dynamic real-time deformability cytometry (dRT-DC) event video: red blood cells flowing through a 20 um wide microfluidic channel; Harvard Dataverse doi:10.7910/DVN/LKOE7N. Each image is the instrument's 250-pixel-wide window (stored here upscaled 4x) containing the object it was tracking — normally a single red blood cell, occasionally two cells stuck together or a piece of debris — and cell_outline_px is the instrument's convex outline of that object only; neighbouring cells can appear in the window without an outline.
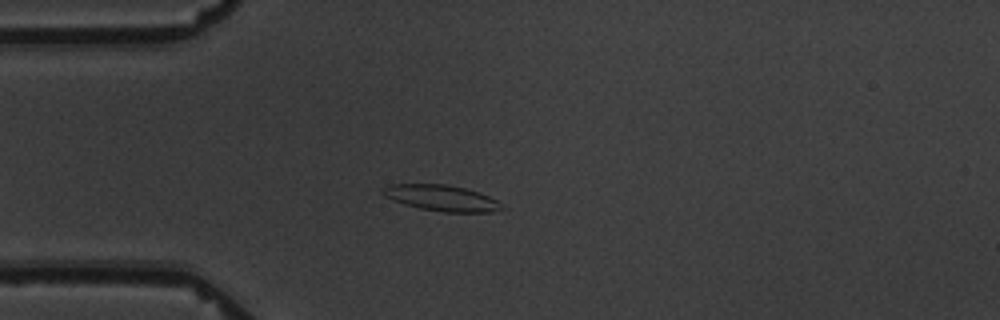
{"species": "common noctule bat (a hibernating species)", "species_latin": "Nyctalus noctula", "temperature_condition": "warm", "stored_images_in_passage": 10, "camera_frame_rate_fps": 3000, "um_per_image_px": 0.085, "animal": {"sex": "male", "body_mass_g": 19.5, "forearm_length_mm": 54.6}, "frame": {"image": 1, "passage_image": 3, "time_ms": 3.333, "image_size_px": [1000, 320], "cell_outline_px": [[504, 208], [492, 212], [444, 212], [420, 208], [404, 204], [392, 200], [384, 196], [380, 192], [380, 188], [392, 184], [448, 184], [464, 188], [488, 196], [496, 200]], "centroid_in_image_um": [37.47, 16.82], "position_along_channel_um": 47.5, "area_um2": 17.92}}
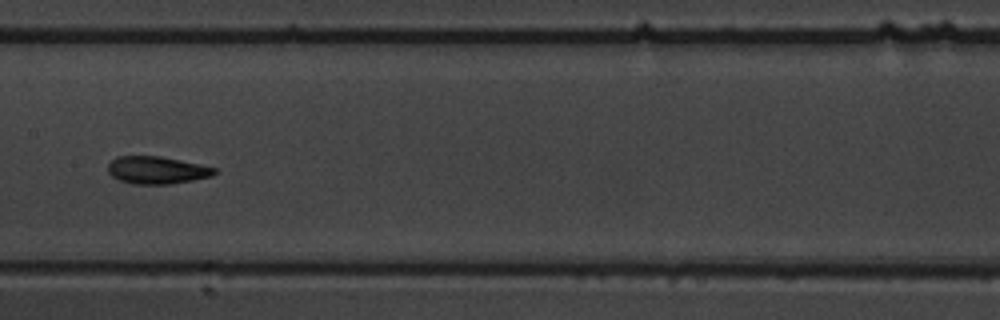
{"frame": {"image": 2, "passage_image": 7, "time_ms": 8.0, "image_size_px": [1000, 320], "cell_outline_px": [[216, 172], [212, 176], [192, 180], [168, 184], [132, 184], [120, 180], [112, 176], [108, 172], [108, 164], [116, 156], [160, 156], [200, 164], [216, 168]], "centroid_in_image_um": [13.31, 14.46], "position_along_channel_um": 194.1, "area_um2": 16.99}}
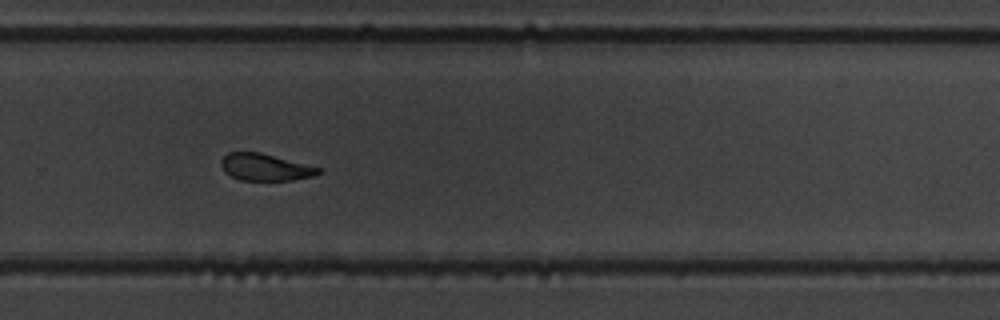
{"frame": {"image": 3, "passage_image": 10, "time_ms": 11.333, "image_size_px": [1000, 320], "cell_outline_px": [[320, 172], [312, 176], [292, 180], [240, 180], [224, 172], [220, 164], [220, 160], [228, 152], [260, 152], [320, 168]], "centroid_in_image_um": [22.48, 14.21], "position_along_channel_um": 307.3, "area_um2": 15.09}}